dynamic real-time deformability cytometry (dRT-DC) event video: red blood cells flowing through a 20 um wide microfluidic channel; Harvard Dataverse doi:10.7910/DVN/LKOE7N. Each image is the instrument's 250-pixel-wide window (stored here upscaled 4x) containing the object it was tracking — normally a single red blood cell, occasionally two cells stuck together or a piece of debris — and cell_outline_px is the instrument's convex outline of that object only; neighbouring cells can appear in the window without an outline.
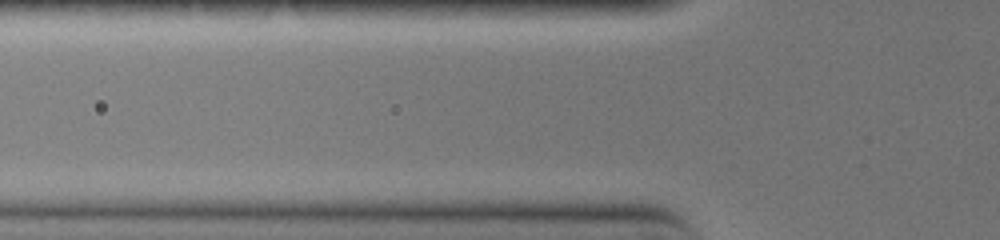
{"species": "common noctule bat (a hibernating species)", "species_latin": "Nyctalus noctula", "temperature_condition": "warm", "stored_images_in_passage": 3, "camera_frame_rate_fps": 3000, "um_per_image_px": 0.085, "animal": {"sex": "female", "body_mass_g": 19.0, "forearm_length_mm": 51.5}, "frame": {"image": 1, "passage_image": 3, "time_ms": 0.667, "image_size_px": [1000, 240], "cell_outline_px": [[624, 164], [612, 168], [584, 168], [472, 164], [476, 160], [484, 156], [592, 156], [624, 160]], "centroid_in_image_um": [46.91, 13.73], "position_along_channel_um": 78.9, "area_um2": 10.64}}